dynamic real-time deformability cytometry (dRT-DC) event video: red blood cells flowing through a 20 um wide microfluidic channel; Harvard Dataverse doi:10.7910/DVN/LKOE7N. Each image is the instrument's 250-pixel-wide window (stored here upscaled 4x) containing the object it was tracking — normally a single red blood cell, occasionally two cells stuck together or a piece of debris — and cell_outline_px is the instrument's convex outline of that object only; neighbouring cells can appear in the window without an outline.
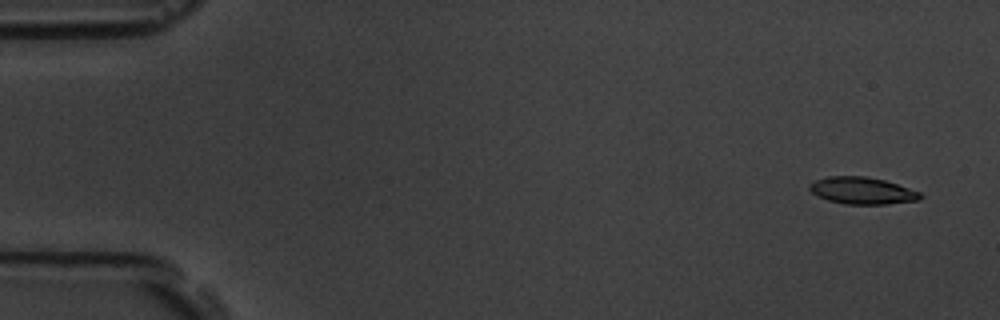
{"species": "common noctule bat (a hibernating species)", "species_latin": "Nyctalus noctula", "temperature_condition": "room temperature", "stored_images_in_passage": 4, "camera_frame_rate_fps": 3000, "um_per_image_px": 0.085, "animal": {"sex": "male", "body_mass_g": 19.5, "forearm_length_mm": 54.6}, "frame": {"image": 1, "passage_image": 1, "time_ms": 0.0, "image_size_px": [1000, 320], "cell_outline_px": [[924, 196], [920, 200], [888, 204], [844, 204], [828, 200], [816, 196], [808, 188], [808, 184], [816, 180], [828, 176], [868, 176], [884, 180], [920, 192]], "centroid_in_image_um": [73.27, 16.21], "position_along_channel_um": 11.7, "area_um2": 17.51}}